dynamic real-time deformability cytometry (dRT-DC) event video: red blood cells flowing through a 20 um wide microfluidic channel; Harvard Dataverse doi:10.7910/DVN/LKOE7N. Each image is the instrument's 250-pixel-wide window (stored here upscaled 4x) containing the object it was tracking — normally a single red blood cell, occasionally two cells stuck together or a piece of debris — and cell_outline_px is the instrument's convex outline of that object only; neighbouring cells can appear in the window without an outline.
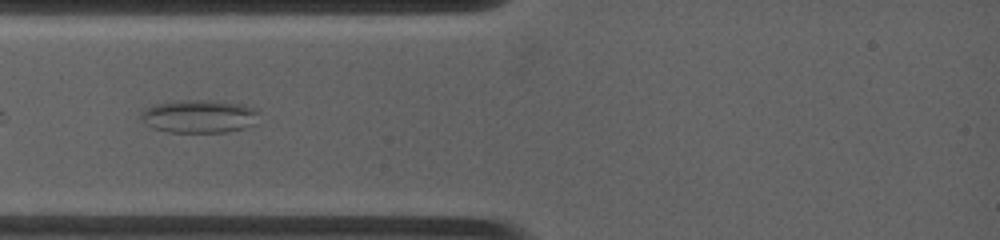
{"species": "common noctule bat (a hibernating species)", "species_latin": "Nyctalus noctula", "temperature_condition": "warm", "stored_images_in_passage": 12, "camera_frame_rate_fps": 4500, "um_per_image_px": 0.085, "animal": {"sex": "female", "body_mass_g": 19.0, "forearm_length_mm": 53.3}, "frame": {"image": 1, "passage_image": 9, "time_ms": 1.111, "image_size_px": [1000, 240], "cell_outline_px": [[260, 112], [256, 124], [244, 128], [228, 132], [168, 132], [152, 128], [140, 116], [140, 112], [144, 108], [156, 104], [176, 100], [212, 100], [244, 104], [256, 108]], "centroid_in_image_um": [16.98, 9.88], "position_along_channel_um": 68.0, "area_um2": 23.12}}